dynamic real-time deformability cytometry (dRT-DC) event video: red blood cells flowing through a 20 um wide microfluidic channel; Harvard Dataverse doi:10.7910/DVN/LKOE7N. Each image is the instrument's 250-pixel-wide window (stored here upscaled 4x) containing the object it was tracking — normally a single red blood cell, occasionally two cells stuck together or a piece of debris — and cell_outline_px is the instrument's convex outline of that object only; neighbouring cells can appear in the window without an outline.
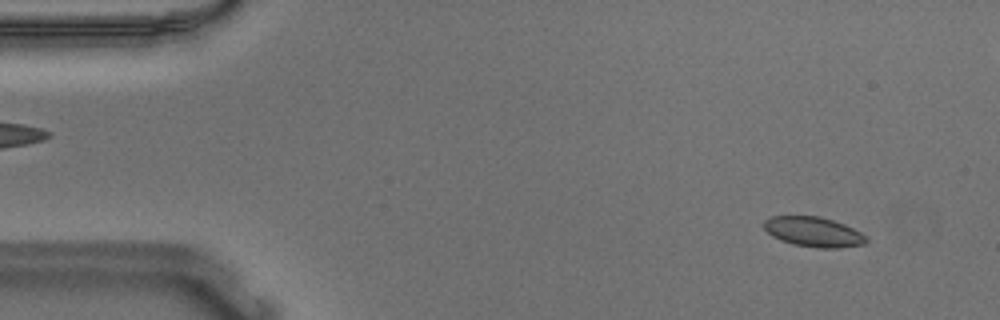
{"species": "Egyptian fruit bat (a non-hibernating species)", "species_latin": "Rousettus aegyptiacus", "temperature_condition": "warm", "stored_images_in_passage": 55, "camera_frame_rate_fps": 3000, "um_per_image_px": 0.085, "animal": {"sex": "male"}, "frame": {"image": 1, "passage_image": 4, "time_ms": 1.0, "image_size_px": [1000, 320], "cell_outline_px": [[868, 240], [864, 244], [840, 248], [820, 248], [792, 244], [780, 240], [772, 236], [764, 228], [764, 220], [772, 216], [820, 216], [844, 224], [860, 232]], "centroid_in_image_um": [69.13, 19.71], "position_along_channel_um": 15.9, "area_um2": 17.74}}
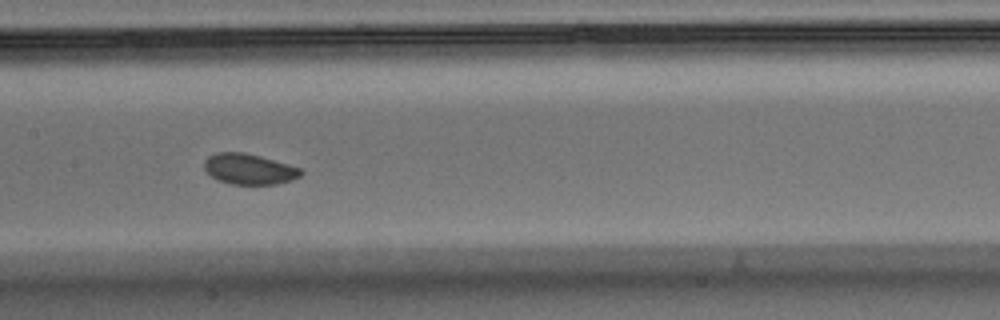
{"frame": {"image": 2, "passage_image": 26, "time_ms": 8.333, "image_size_px": [1000, 320], "cell_outline_px": [[304, 172], [300, 176], [292, 180], [276, 184], [232, 184], [216, 180], [204, 168], [204, 160], [208, 156], [216, 152], [244, 152], [260, 156], [304, 168]], "centroid_in_image_um": [21.2, 14.36], "position_along_channel_um": 186.2, "area_um2": 17.46}}
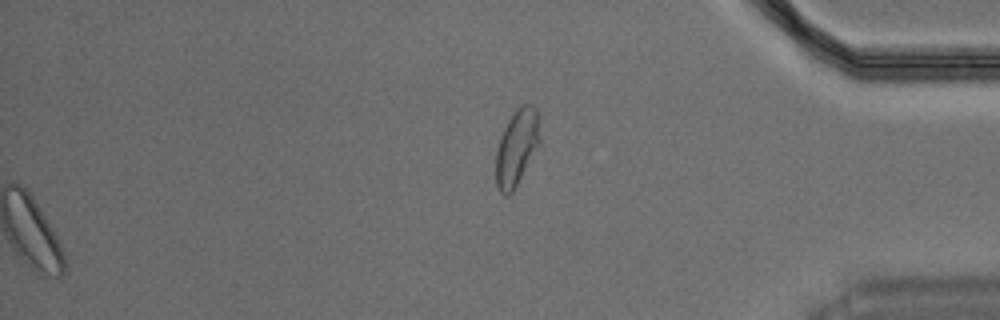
{"frame": {"image": 3, "passage_image": 55, "time_ms": 18.0, "image_size_px": [1000, 320], "cell_outline_px": [[540, 144], [512, 192], [508, 196], [504, 196], [500, 192], [496, 184], [496, 152], [500, 136], [508, 120], [516, 108], [520, 104], [532, 104], [536, 108], [540, 140]], "centroid_in_image_um": [43.91, 12.52], "position_along_channel_um": 391.3, "area_um2": 19.42}}